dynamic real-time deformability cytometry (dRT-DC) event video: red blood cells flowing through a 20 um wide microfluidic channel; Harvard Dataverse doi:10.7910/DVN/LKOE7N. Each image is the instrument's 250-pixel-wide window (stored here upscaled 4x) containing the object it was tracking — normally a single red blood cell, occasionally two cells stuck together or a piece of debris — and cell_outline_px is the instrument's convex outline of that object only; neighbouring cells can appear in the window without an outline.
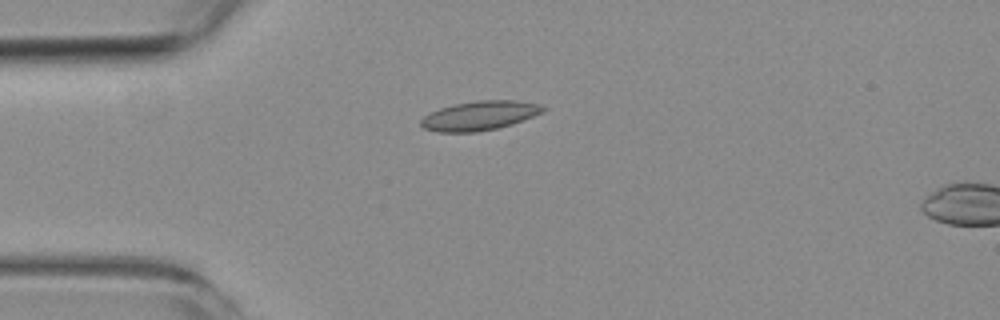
{"species": "common noctule bat (a hibernating species)", "species_latin": "Nyctalus noctula", "temperature_condition": "room temperature", "stored_images_in_passage": 4, "camera_frame_rate_fps": 3000, "um_per_image_px": 0.085, "animal": {"sex": "female", "body_mass_g": 19.3, "forearm_length_mm": 54.1}, "frame": {"image": 1, "passage_image": 4, "time_ms": 4.333, "image_size_px": [1000, 320], "cell_outline_px": [[548, 108], [544, 112], [512, 124], [496, 128], [476, 132], [436, 132], [424, 128], [420, 124], [420, 120], [424, 116], [440, 108], [456, 104], [476, 100], [516, 100], [540, 104]], "centroid_in_image_um": [40.79, 9.82], "position_along_channel_um": 44.2, "area_um2": 20.81}}